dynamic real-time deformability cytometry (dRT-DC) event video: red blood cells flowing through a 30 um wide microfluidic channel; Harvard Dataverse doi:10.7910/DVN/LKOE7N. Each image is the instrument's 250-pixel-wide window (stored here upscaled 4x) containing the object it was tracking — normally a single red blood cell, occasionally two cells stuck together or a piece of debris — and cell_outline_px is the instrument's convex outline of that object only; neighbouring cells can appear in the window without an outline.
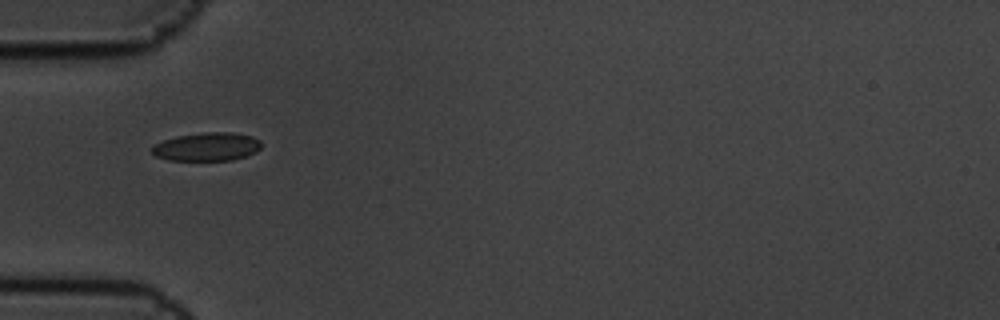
{"species": "common noctule bat (a hibernating species)", "species_latin": "Nyctalus noctula", "temperature_condition": "cold", "stored_images_in_passage": 2, "camera_frame_rate_fps": 3000, "um_per_image_px": 0.085, "animal": {"sex": "male", "body_mass_g": 19.5, "forearm_length_mm": 54.6}, "frame": {"image": 1, "passage_image": 2, "time_ms": 0.333, "image_size_px": [1000, 320], "cell_outline_px": [[260, 148], [256, 152], [248, 156], [232, 160], [168, 160], [156, 156], [148, 148], [164, 140], [176, 136], [204, 132], [232, 132], [252, 136], [260, 140]], "centroid_in_image_um": [17.59, 12.47], "position_along_channel_um": 67.4, "area_um2": 18.21}}